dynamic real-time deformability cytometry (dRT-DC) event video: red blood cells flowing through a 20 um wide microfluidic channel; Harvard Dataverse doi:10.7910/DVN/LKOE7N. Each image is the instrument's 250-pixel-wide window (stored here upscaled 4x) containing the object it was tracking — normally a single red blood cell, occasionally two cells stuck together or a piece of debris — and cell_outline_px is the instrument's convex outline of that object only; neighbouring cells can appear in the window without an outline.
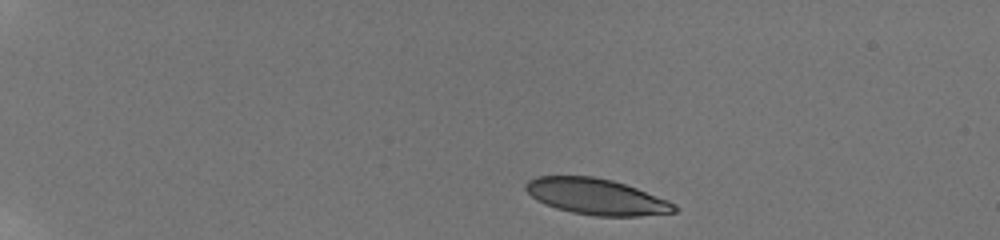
{"species": "human", "species_latin": "Homo sapiens", "temperature_condition": "room temperature", "stored_images_in_passage": 8, "camera_frame_rate_fps": 3000, "um_per_image_px": 0.085, "donor": {"sex": "male"}, "frame": {"image": 1, "passage_image": 1, "time_ms": 0.0, "image_size_px": [1000, 240], "cell_outline_px": [[680, 208], [676, 212], [640, 216], [596, 216], [572, 212], [556, 208], [544, 204], [536, 200], [524, 188], [524, 184], [528, 180], [536, 176], [592, 176], [612, 180], [636, 188], [668, 200], [676, 204]], "centroid_in_image_um": [50.69, 16.72], "position_along_channel_um": 34.3, "area_um2": 31.27}}
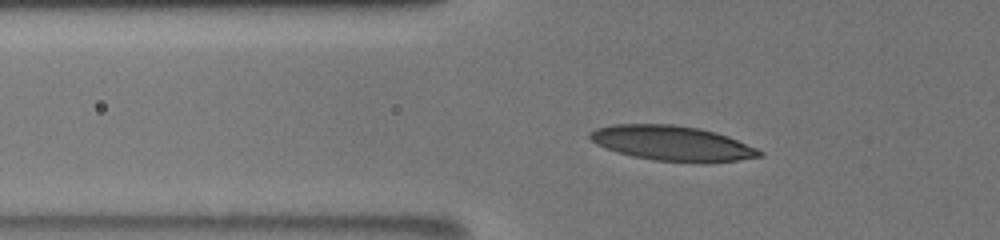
{"frame": {"image": 2, "passage_image": 5, "time_ms": 3.333, "image_size_px": [1000, 240], "cell_outline_px": [[764, 156], [736, 160], [704, 164], [656, 160], [632, 156], [596, 144], [588, 136], [588, 132], [596, 128], [612, 124], [672, 124], [700, 128], [716, 132], [728, 136], [756, 148], [764, 152]], "centroid_in_image_um": [57.17, 12.18], "position_along_channel_um": 68.6, "area_um2": 34.74}}